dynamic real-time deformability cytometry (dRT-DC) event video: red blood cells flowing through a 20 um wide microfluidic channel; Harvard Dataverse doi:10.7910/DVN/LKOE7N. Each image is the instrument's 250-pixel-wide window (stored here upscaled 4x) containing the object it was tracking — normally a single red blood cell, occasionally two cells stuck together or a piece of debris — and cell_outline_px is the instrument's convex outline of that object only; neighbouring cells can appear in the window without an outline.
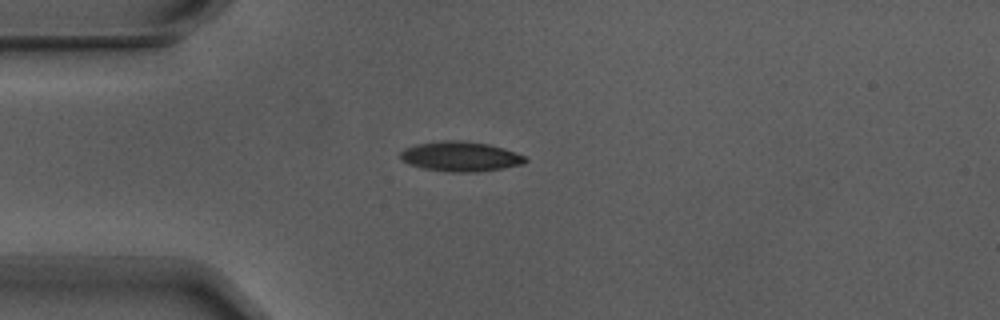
{"species": "Egyptian fruit bat (a non-hibernating species)", "species_latin": "Rousettus aegyptiacus", "temperature_condition": "warm", "stored_images_in_passage": 1, "camera_frame_rate_fps": 3000, "um_per_image_px": 0.085, "animal": {"sex": "male"}, "frame": {"image": 1, "passage_image": 1, "time_ms": 0.0, "image_size_px": [1000, 320], "cell_outline_px": [[528, 160], [524, 164], [504, 168], [476, 172], [452, 172], [424, 168], [400, 160], [400, 152], [404, 148], [416, 144], [440, 140], [464, 140], [488, 144], [504, 148], [524, 156]], "centroid_in_image_um": [39.14, 13.29], "position_along_channel_um": 45.9, "area_um2": 21.79}}